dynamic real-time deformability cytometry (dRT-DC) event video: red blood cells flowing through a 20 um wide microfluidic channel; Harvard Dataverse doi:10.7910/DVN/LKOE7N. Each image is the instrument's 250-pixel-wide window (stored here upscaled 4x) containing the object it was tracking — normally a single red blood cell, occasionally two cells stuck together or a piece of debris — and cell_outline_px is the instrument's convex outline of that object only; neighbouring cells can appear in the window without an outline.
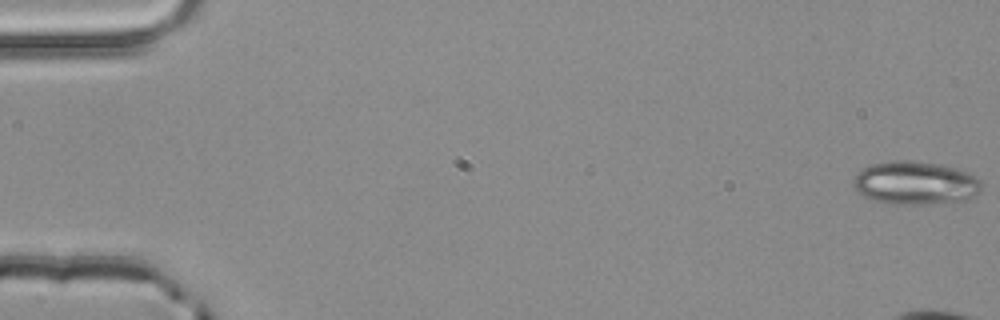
{"species": "common noctule bat (a hibernating species)", "species_latin": "Nyctalus noctula", "temperature_condition": "room temperature", "stored_images_in_passage": 4, "camera_frame_rate_fps": 3000, "um_per_image_px": 0.085, "animal": {"sex": "male", "body_mass_g": 20.4}, "frame": {"image": 1, "passage_image": 1, "time_ms": 0.0, "image_size_px": [1000, 320], "cell_outline_px": [[980, 192], [976, 196], [964, 200], [924, 204], [884, 204], [872, 200], [864, 196], [852, 184], [852, 180], [864, 168], [872, 164], [892, 160], [908, 160], [940, 164], [956, 168], [968, 172], [976, 176], [980, 180]], "centroid_in_image_um": [77.81, 15.55], "position_along_channel_um": 7.2, "area_um2": 32.37}}